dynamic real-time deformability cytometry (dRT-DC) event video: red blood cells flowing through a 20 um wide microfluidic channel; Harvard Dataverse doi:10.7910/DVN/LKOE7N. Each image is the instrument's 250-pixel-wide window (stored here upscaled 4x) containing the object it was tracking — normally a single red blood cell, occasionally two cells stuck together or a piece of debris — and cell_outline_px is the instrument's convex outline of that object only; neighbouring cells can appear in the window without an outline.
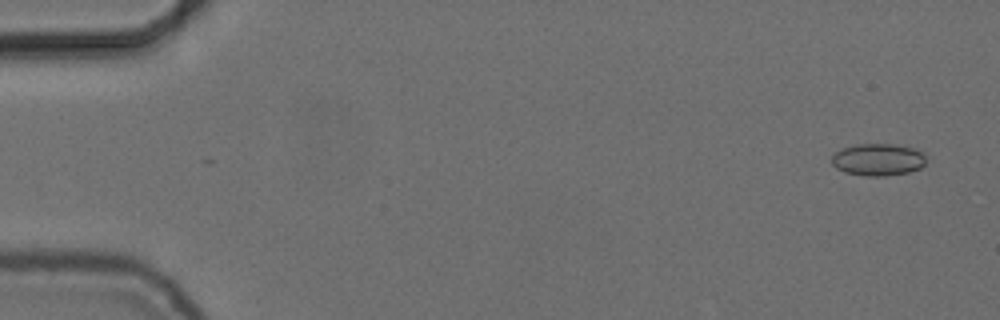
{"species": "common noctule bat (a hibernating species)", "species_latin": "Nyctalus noctula", "temperature_condition": "cold", "stored_images_in_passage": 3, "camera_frame_rate_fps": 3000, "um_per_image_px": 0.085, "animal": {"sex": "female", "body_mass_g": 24.6, "forearm_length_mm": 56.2}, "frame": {"image": 1, "passage_image": 3, "time_ms": 0.667, "image_size_px": [1000, 320], "cell_outline_px": [[924, 164], [920, 168], [908, 172], [884, 176], [864, 176], [844, 172], [836, 168], [832, 164], [832, 156], [840, 148], [856, 144], [892, 144], [916, 148], [924, 152]], "centroid_in_image_um": [74.61, 13.56], "position_along_channel_um": 10.4, "area_um2": 17.8}}